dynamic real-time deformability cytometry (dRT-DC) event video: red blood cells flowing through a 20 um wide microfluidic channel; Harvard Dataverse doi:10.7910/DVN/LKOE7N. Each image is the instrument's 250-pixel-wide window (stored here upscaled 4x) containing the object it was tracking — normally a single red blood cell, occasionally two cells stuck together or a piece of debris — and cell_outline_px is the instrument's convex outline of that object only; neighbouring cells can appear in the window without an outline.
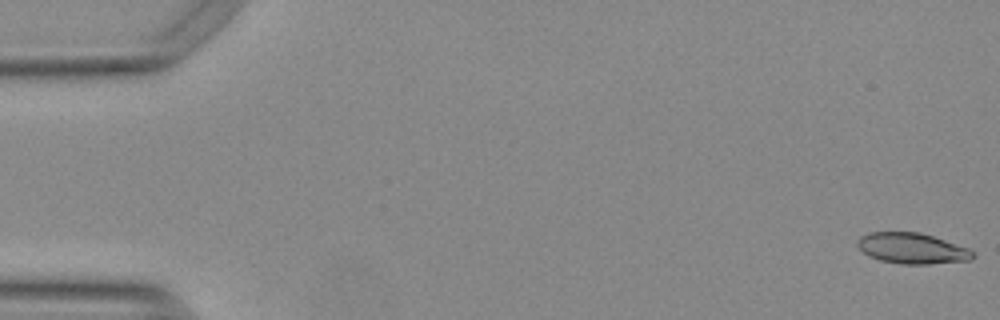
{"species": "Egyptian fruit bat (a non-hibernating species)", "species_latin": "Rousettus aegyptiacus", "temperature_condition": "warm", "stored_images_in_passage": 54, "camera_frame_rate_fps": 3000, "um_per_image_px": 0.085, "animal": {"sex": "female"}, "frame": {"image": 1, "passage_image": 1, "time_ms": 0.0, "image_size_px": [1000, 320], "cell_outline_px": [[976, 256], [972, 260], [928, 264], [900, 264], [880, 260], [868, 256], [856, 244], [856, 240], [860, 236], [868, 232], [920, 232], [968, 248]], "centroid_in_image_um": [77.5, 21.11], "position_along_channel_um": 7.5, "area_um2": 20.69}}
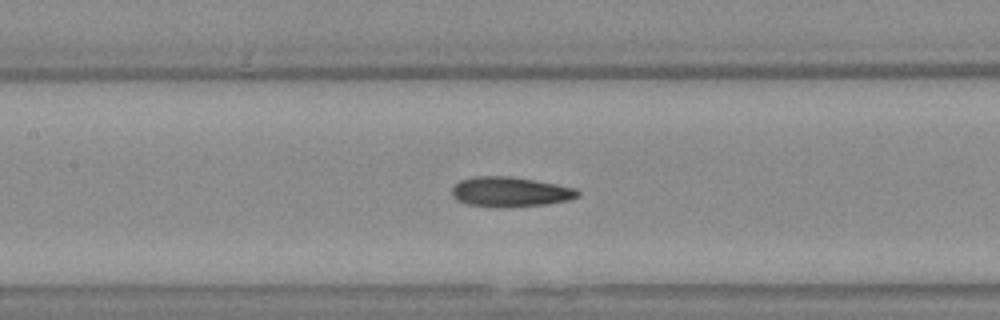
{"frame": {"image": 2, "passage_image": 25, "time_ms": 8.0, "image_size_px": [1000, 320], "cell_outline_px": [[580, 196], [568, 200], [548, 204], [508, 208], [492, 208], [468, 204], [456, 200], [452, 196], [452, 188], [460, 180], [472, 176], [512, 176], [536, 180], [576, 188], [580, 192]], "centroid_in_image_um": [43.36, 16.32], "position_along_channel_um": 164.0, "area_um2": 22.43}}
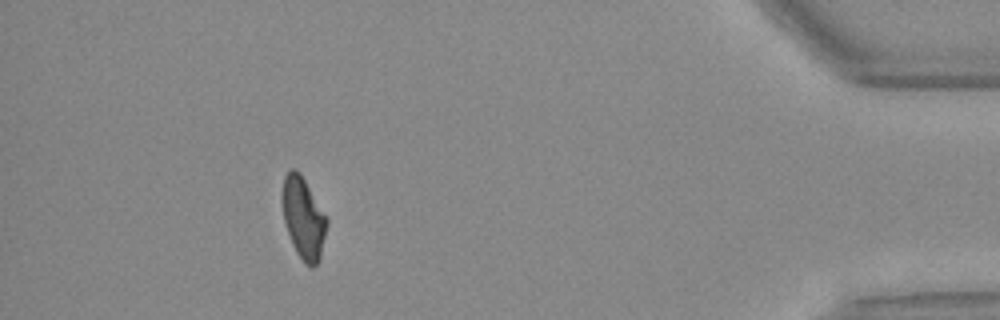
{"frame": {"image": 3, "passage_image": 49, "time_ms": 16.0, "image_size_px": [1000, 320], "cell_outline_px": [[328, 224], [320, 260], [312, 268], [304, 264], [296, 252], [292, 244], [284, 220], [280, 200], [280, 196], [284, 176], [292, 168], [296, 168], [300, 172], [328, 216]], "centroid_in_image_um": [25.79, 18.51], "position_along_channel_um": 409.4, "area_um2": 21.85}, "authors_computed_cell_mechanics": {"area_um2": 21.6461, "velocity_mm_per_s": 3.7849, "shape_relaxation_time_tau1_ms": 7.9956, "shape_relaxation_time_tau2_ms": 3.4231, "deformation_change_tau1": 0.1996, "deformation_change_tau2": 0.1191}}